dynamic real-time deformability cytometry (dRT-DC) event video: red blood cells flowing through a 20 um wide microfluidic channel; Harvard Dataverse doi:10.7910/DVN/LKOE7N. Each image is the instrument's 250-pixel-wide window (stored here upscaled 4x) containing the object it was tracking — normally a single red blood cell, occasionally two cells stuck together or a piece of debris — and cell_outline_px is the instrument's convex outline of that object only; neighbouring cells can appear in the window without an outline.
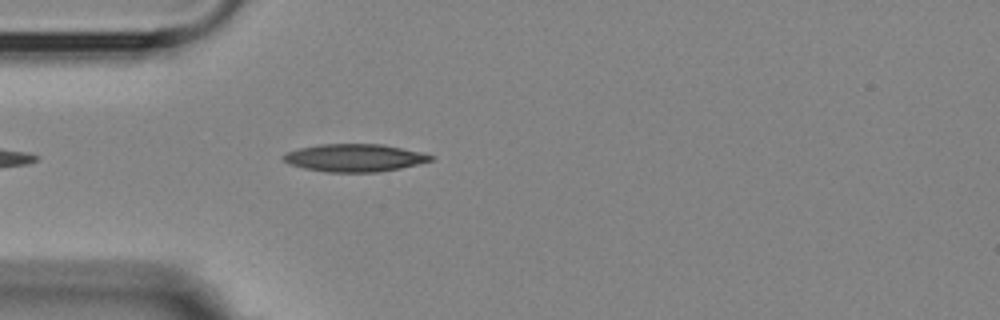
{"species": "Egyptian fruit bat (a non-hibernating species)", "species_latin": "Rousettus aegyptiacus", "temperature_condition": "room temperature", "stored_images_in_passage": 5, "camera_frame_rate_fps": 3000, "um_per_image_px": 0.085, "animal": {"sex": "female"}, "frame": {"image": 1, "passage_image": 5, "time_ms": 4.667, "image_size_px": [1000, 320], "cell_outline_px": [[432, 160], [400, 168], [376, 172], [328, 172], [304, 168], [288, 164], [280, 156], [288, 152], [300, 148], [320, 144], [384, 144], [424, 152], [432, 156]], "centroid_in_image_um": [30.13, 13.41], "position_along_channel_um": 54.9, "area_um2": 23.7}}